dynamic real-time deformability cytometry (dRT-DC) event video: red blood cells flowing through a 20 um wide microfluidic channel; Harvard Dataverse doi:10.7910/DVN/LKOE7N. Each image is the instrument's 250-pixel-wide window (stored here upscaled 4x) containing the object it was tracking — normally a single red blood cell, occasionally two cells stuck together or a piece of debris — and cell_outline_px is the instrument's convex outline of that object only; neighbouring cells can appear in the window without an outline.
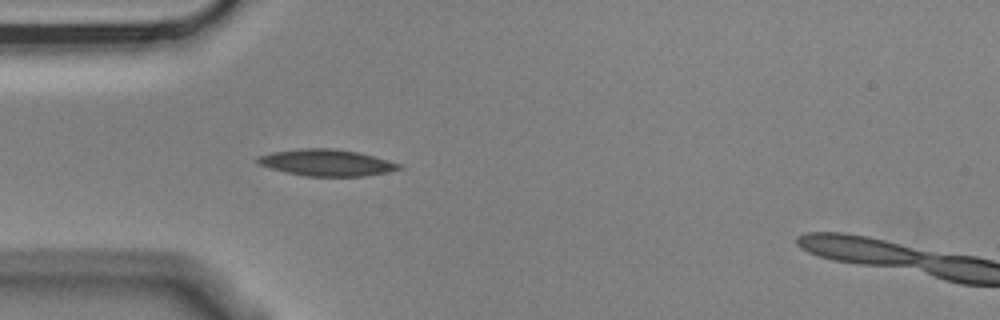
{"species": "Egyptian fruit bat (a non-hibernating species)", "species_latin": "Rousettus aegyptiacus", "temperature_condition": "cold", "stored_images_in_passage": 5, "camera_frame_rate_fps": 3000, "um_per_image_px": 0.085, "animal": {"sex": "male"}, "frame": {"image": 1, "passage_image": 4, "time_ms": 1.0, "image_size_px": [1000, 320], "cell_outline_px": [[404, 168], [388, 172], [364, 176], [308, 176], [288, 172], [272, 168], [260, 164], [256, 160], [256, 156], [272, 152], [300, 148], [332, 148], [356, 152], [388, 160], [400, 164]], "centroid_in_image_um": [27.77, 13.82], "position_along_channel_um": 57.2, "area_um2": 21.62}}